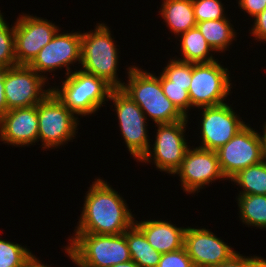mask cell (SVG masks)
<instances>
[{
    "label": "cell",
    "mask_w": 266,
    "mask_h": 267,
    "mask_svg": "<svg viewBox=\"0 0 266 267\" xmlns=\"http://www.w3.org/2000/svg\"><path fill=\"white\" fill-rule=\"evenodd\" d=\"M61 29L53 36L33 59L29 66L42 77H48V72H56L57 69L66 68L65 76L74 70L71 65L81 64V31L61 32ZM47 73V75H45Z\"/></svg>",
    "instance_id": "13"
},
{
    "label": "cell",
    "mask_w": 266,
    "mask_h": 267,
    "mask_svg": "<svg viewBox=\"0 0 266 267\" xmlns=\"http://www.w3.org/2000/svg\"><path fill=\"white\" fill-rule=\"evenodd\" d=\"M208 267H266V259L261 256H243L240 252H235L226 261Z\"/></svg>",
    "instance_id": "30"
},
{
    "label": "cell",
    "mask_w": 266,
    "mask_h": 267,
    "mask_svg": "<svg viewBox=\"0 0 266 267\" xmlns=\"http://www.w3.org/2000/svg\"><path fill=\"white\" fill-rule=\"evenodd\" d=\"M199 109L202 115L198 122L201 145L197 147L217 151L247 125L227 102Z\"/></svg>",
    "instance_id": "12"
},
{
    "label": "cell",
    "mask_w": 266,
    "mask_h": 267,
    "mask_svg": "<svg viewBox=\"0 0 266 267\" xmlns=\"http://www.w3.org/2000/svg\"><path fill=\"white\" fill-rule=\"evenodd\" d=\"M159 14L166 27L178 36L196 27V19L192 0H162Z\"/></svg>",
    "instance_id": "19"
},
{
    "label": "cell",
    "mask_w": 266,
    "mask_h": 267,
    "mask_svg": "<svg viewBox=\"0 0 266 267\" xmlns=\"http://www.w3.org/2000/svg\"><path fill=\"white\" fill-rule=\"evenodd\" d=\"M31 253L27 246L0 237V267H22Z\"/></svg>",
    "instance_id": "27"
},
{
    "label": "cell",
    "mask_w": 266,
    "mask_h": 267,
    "mask_svg": "<svg viewBox=\"0 0 266 267\" xmlns=\"http://www.w3.org/2000/svg\"><path fill=\"white\" fill-rule=\"evenodd\" d=\"M37 105L8 110L0 117V141L16 147L38 143Z\"/></svg>",
    "instance_id": "17"
},
{
    "label": "cell",
    "mask_w": 266,
    "mask_h": 267,
    "mask_svg": "<svg viewBox=\"0 0 266 267\" xmlns=\"http://www.w3.org/2000/svg\"><path fill=\"white\" fill-rule=\"evenodd\" d=\"M252 20H254L251 25L252 28L249 30L250 35L255 38L256 41L266 42V9H264L261 13L255 16Z\"/></svg>",
    "instance_id": "32"
},
{
    "label": "cell",
    "mask_w": 266,
    "mask_h": 267,
    "mask_svg": "<svg viewBox=\"0 0 266 267\" xmlns=\"http://www.w3.org/2000/svg\"><path fill=\"white\" fill-rule=\"evenodd\" d=\"M251 127L247 123L227 144L216 151L221 170L227 181L244 168L263 161L266 121L262 127V135Z\"/></svg>",
    "instance_id": "9"
},
{
    "label": "cell",
    "mask_w": 266,
    "mask_h": 267,
    "mask_svg": "<svg viewBox=\"0 0 266 267\" xmlns=\"http://www.w3.org/2000/svg\"><path fill=\"white\" fill-rule=\"evenodd\" d=\"M68 239L72 257L85 267H112L131 260L125 232L120 235L73 233Z\"/></svg>",
    "instance_id": "5"
},
{
    "label": "cell",
    "mask_w": 266,
    "mask_h": 267,
    "mask_svg": "<svg viewBox=\"0 0 266 267\" xmlns=\"http://www.w3.org/2000/svg\"><path fill=\"white\" fill-rule=\"evenodd\" d=\"M134 224L144 233L149 244L161 254L173 252L184 247L186 228L177 227L171 220H134Z\"/></svg>",
    "instance_id": "18"
},
{
    "label": "cell",
    "mask_w": 266,
    "mask_h": 267,
    "mask_svg": "<svg viewBox=\"0 0 266 267\" xmlns=\"http://www.w3.org/2000/svg\"><path fill=\"white\" fill-rule=\"evenodd\" d=\"M230 22L229 19L206 20L198 22L196 27L216 53H224L237 40V32Z\"/></svg>",
    "instance_id": "21"
},
{
    "label": "cell",
    "mask_w": 266,
    "mask_h": 267,
    "mask_svg": "<svg viewBox=\"0 0 266 267\" xmlns=\"http://www.w3.org/2000/svg\"><path fill=\"white\" fill-rule=\"evenodd\" d=\"M4 68L0 69V117L8 111V105L6 102V96L4 94Z\"/></svg>",
    "instance_id": "34"
},
{
    "label": "cell",
    "mask_w": 266,
    "mask_h": 267,
    "mask_svg": "<svg viewBox=\"0 0 266 267\" xmlns=\"http://www.w3.org/2000/svg\"><path fill=\"white\" fill-rule=\"evenodd\" d=\"M160 82L164 95L186 118H188V112L191 109V102L188 92L190 85L172 84V81H169L161 72Z\"/></svg>",
    "instance_id": "26"
},
{
    "label": "cell",
    "mask_w": 266,
    "mask_h": 267,
    "mask_svg": "<svg viewBox=\"0 0 266 267\" xmlns=\"http://www.w3.org/2000/svg\"><path fill=\"white\" fill-rule=\"evenodd\" d=\"M178 37L180 38L178 45H181V49H179L181 58L175 56V59L189 63H207L217 60L211 53L214 52L215 54L216 52L197 27L189 29Z\"/></svg>",
    "instance_id": "20"
},
{
    "label": "cell",
    "mask_w": 266,
    "mask_h": 267,
    "mask_svg": "<svg viewBox=\"0 0 266 267\" xmlns=\"http://www.w3.org/2000/svg\"><path fill=\"white\" fill-rule=\"evenodd\" d=\"M92 31L81 32V66L86 73L104 79L114 89L121 88L125 81L118 78L119 45L105 23H96ZM112 36V37H111Z\"/></svg>",
    "instance_id": "3"
},
{
    "label": "cell",
    "mask_w": 266,
    "mask_h": 267,
    "mask_svg": "<svg viewBox=\"0 0 266 267\" xmlns=\"http://www.w3.org/2000/svg\"><path fill=\"white\" fill-rule=\"evenodd\" d=\"M61 29L50 20L30 14H20L14 22V46L17 65H29L39 51Z\"/></svg>",
    "instance_id": "14"
},
{
    "label": "cell",
    "mask_w": 266,
    "mask_h": 267,
    "mask_svg": "<svg viewBox=\"0 0 266 267\" xmlns=\"http://www.w3.org/2000/svg\"><path fill=\"white\" fill-rule=\"evenodd\" d=\"M230 181L241 188L237 195H266V163L262 161L244 168Z\"/></svg>",
    "instance_id": "24"
},
{
    "label": "cell",
    "mask_w": 266,
    "mask_h": 267,
    "mask_svg": "<svg viewBox=\"0 0 266 267\" xmlns=\"http://www.w3.org/2000/svg\"><path fill=\"white\" fill-rule=\"evenodd\" d=\"M38 142L42 150L57 149L76 138L80 125L78 118L51 92L37 104Z\"/></svg>",
    "instance_id": "6"
},
{
    "label": "cell",
    "mask_w": 266,
    "mask_h": 267,
    "mask_svg": "<svg viewBox=\"0 0 266 267\" xmlns=\"http://www.w3.org/2000/svg\"><path fill=\"white\" fill-rule=\"evenodd\" d=\"M238 7L252 18L266 9V0H239Z\"/></svg>",
    "instance_id": "33"
},
{
    "label": "cell",
    "mask_w": 266,
    "mask_h": 267,
    "mask_svg": "<svg viewBox=\"0 0 266 267\" xmlns=\"http://www.w3.org/2000/svg\"><path fill=\"white\" fill-rule=\"evenodd\" d=\"M161 73L169 81H172V84L190 85L192 77V63L170 58L167 65L161 70Z\"/></svg>",
    "instance_id": "29"
},
{
    "label": "cell",
    "mask_w": 266,
    "mask_h": 267,
    "mask_svg": "<svg viewBox=\"0 0 266 267\" xmlns=\"http://www.w3.org/2000/svg\"><path fill=\"white\" fill-rule=\"evenodd\" d=\"M0 13V69L16 66L14 25L11 28Z\"/></svg>",
    "instance_id": "25"
},
{
    "label": "cell",
    "mask_w": 266,
    "mask_h": 267,
    "mask_svg": "<svg viewBox=\"0 0 266 267\" xmlns=\"http://www.w3.org/2000/svg\"><path fill=\"white\" fill-rule=\"evenodd\" d=\"M126 71L128 80L120 89L141 108L148 121L163 124L187 119L164 95L160 75L135 65L127 67Z\"/></svg>",
    "instance_id": "2"
},
{
    "label": "cell",
    "mask_w": 266,
    "mask_h": 267,
    "mask_svg": "<svg viewBox=\"0 0 266 267\" xmlns=\"http://www.w3.org/2000/svg\"><path fill=\"white\" fill-rule=\"evenodd\" d=\"M22 267H52L47 266V263H42V260L40 261L39 258L36 257L33 253L30 254V256L23 262Z\"/></svg>",
    "instance_id": "35"
},
{
    "label": "cell",
    "mask_w": 266,
    "mask_h": 267,
    "mask_svg": "<svg viewBox=\"0 0 266 267\" xmlns=\"http://www.w3.org/2000/svg\"><path fill=\"white\" fill-rule=\"evenodd\" d=\"M48 82L29 65L4 68V94L8 110L35 106L43 101L52 92L51 85L44 88L46 84L48 87Z\"/></svg>",
    "instance_id": "11"
},
{
    "label": "cell",
    "mask_w": 266,
    "mask_h": 267,
    "mask_svg": "<svg viewBox=\"0 0 266 267\" xmlns=\"http://www.w3.org/2000/svg\"><path fill=\"white\" fill-rule=\"evenodd\" d=\"M157 267H195L185 247L163 253Z\"/></svg>",
    "instance_id": "31"
},
{
    "label": "cell",
    "mask_w": 266,
    "mask_h": 267,
    "mask_svg": "<svg viewBox=\"0 0 266 267\" xmlns=\"http://www.w3.org/2000/svg\"><path fill=\"white\" fill-rule=\"evenodd\" d=\"M184 247L195 267H208L222 263L237 252L204 227H186Z\"/></svg>",
    "instance_id": "16"
},
{
    "label": "cell",
    "mask_w": 266,
    "mask_h": 267,
    "mask_svg": "<svg viewBox=\"0 0 266 267\" xmlns=\"http://www.w3.org/2000/svg\"><path fill=\"white\" fill-rule=\"evenodd\" d=\"M180 178L181 189L188 193H199L206 185L217 180H227L224 176L217 152L200 147H189L179 169L174 173Z\"/></svg>",
    "instance_id": "15"
},
{
    "label": "cell",
    "mask_w": 266,
    "mask_h": 267,
    "mask_svg": "<svg viewBox=\"0 0 266 267\" xmlns=\"http://www.w3.org/2000/svg\"><path fill=\"white\" fill-rule=\"evenodd\" d=\"M188 119L172 123L155 124L157 127L154 144L139 163H153L160 172L174 175L190 147L186 140Z\"/></svg>",
    "instance_id": "7"
},
{
    "label": "cell",
    "mask_w": 266,
    "mask_h": 267,
    "mask_svg": "<svg viewBox=\"0 0 266 267\" xmlns=\"http://www.w3.org/2000/svg\"><path fill=\"white\" fill-rule=\"evenodd\" d=\"M196 22L229 19L221 0H192Z\"/></svg>",
    "instance_id": "28"
},
{
    "label": "cell",
    "mask_w": 266,
    "mask_h": 267,
    "mask_svg": "<svg viewBox=\"0 0 266 267\" xmlns=\"http://www.w3.org/2000/svg\"><path fill=\"white\" fill-rule=\"evenodd\" d=\"M84 196L80 219L74 233L120 235L135 220L125 199L112 185L98 177L94 179Z\"/></svg>",
    "instance_id": "1"
},
{
    "label": "cell",
    "mask_w": 266,
    "mask_h": 267,
    "mask_svg": "<svg viewBox=\"0 0 266 267\" xmlns=\"http://www.w3.org/2000/svg\"><path fill=\"white\" fill-rule=\"evenodd\" d=\"M239 219L248 227L266 229V195H238Z\"/></svg>",
    "instance_id": "23"
},
{
    "label": "cell",
    "mask_w": 266,
    "mask_h": 267,
    "mask_svg": "<svg viewBox=\"0 0 266 267\" xmlns=\"http://www.w3.org/2000/svg\"><path fill=\"white\" fill-rule=\"evenodd\" d=\"M109 100L113 101V111L117 114L119 130L131 157L139 162L148 152L150 140L148 121L141 108L120 88L113 89ZM147 121V122H146Z\"/></svg>",
    "instance_id": "10"
},
{
    "label": "cell",
    "mask_w": 266,
    "mask_h": 267,
    "mask_svg": "<svg viewBox=\"0 0 266 267\" xmlns=\"http://www.w3.org/2000/svg\"><path fill=\"white\" fill-rule=\"evenodd\" d=\"M263 161L266 163V138H265V144H264V156Z\"/></svg>",
    "instance_id": "38"
},
{
    "label": "cell",
    "mask_w": 266,
    "mask_h": 267,
    "mask_svg": "<svg viewBox=\"0 0 266 267\" xmlns=\"http://www.w3.org/2000/svg\"><path fill=\"white\" fill-rule=\"evenodd\" d=\"M61 86H53L52 92L76 116H91L109 101L114 89L104 79L81 69L64 77Z\"/></svg>",
    "instance_id": "4"
},
{
    "label": "cell",
    "mask_w": 266,
    "mask_h": 267,
    "mask_svg": "<svg viewBox=\"0 0 266 267\" xmlns=\"http://www.w3.org/2000/svg\"><path fill=\"white\" fill-rule=\"evenodd\" d=\"M131 260L140 267H157L161 253L156 251L146 239L144 233L133 224L125 231Z\"/></svg>",
    "instance_id": "22"
},
{
    "label": "cell",
    "mask_w": 266,
    "mask_h": 267,
    "mask_svg": "<svg viewBox=\"0 0 266 267\" xmlns=\"http://www.w3.org/2000/svg\"><path fill=\"white\" fill-rule=\"evenodd\" d=\"M112 267H140L135 261L129 260L127 262L119 263L117 265H113Z\"/></svg>",
    "instance_id": "36"
},
{
    "label": "cell",
    "mask_w": 266,
    "mask_h": 267,
    "mask_svg": "<svg viewBox=\"0 0 266 267\" xmlns=\"http://www.w3.org/2000/svg\"><path fill=\"white\" fill-rule=\"evenodd\" d=\"M219 60L207 63H192L189 87L191 109L216 106L225 103L231 95L232 82L228 68Z\"/></svg>",
    "instance_id": "8"
},
{
    "label": "cell",
    "mask_w": 266,
    "mask_h": 267,
    "mask_svg": "<svg viewBox=\"0 0 266 267\" xmlns=\"http://www.w3.org/2000/svg\"><path fill=\"white\" fill-rule=\"evenodd\" d=\"M64 248H65V249H64V250H65L64 252H66V255L68 254L67 257L70 258V260L72 261L73 264H75V266H77V267H85V266L81 265L80 263H78V262L72 257V253H71V251H70L68 245H66Z\"/></svg>",
    "instance_id": "37"
}]
</instances>
